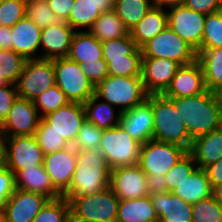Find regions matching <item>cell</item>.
Instances as JSON below:
<instances>
[{
    "mask_svg": "<svg viewBox=\"0 0 222 222\" xmlns=\"http://www.w3.org/2000/svg\"><path fill=\"white\" fill-rule=\"evenodd\" d=\"M55 84L53 59H32L26 60L15 85L18 97L33 101Z\"/></svg>",
    "mask_w": 222,
    "mask_h": 222,
    "instance_id": "30bf717a",
    "label": "cell"
},
{
    "mask_svg": "<svg viewBox=\"0 0 222 222\" xmlns=\"http://www.w3.org/2000/svg\"><path fill=\"white\" fill-rule=\"evenodd\" d=\"M153 5L164 9L184 5L186 0H152Z\"/></svg>",
    "mask_w": 222,
    "mask_h": 222,
    "instance_id": "9f6ffc18",
    "label": "cell"
},
{
    "mask_svg": "<svg viewBox=\"0 0 222 222\" xmlns=\"http://www.w3.org/2000/svg\"><path fill=\"white\" fill-rule=\"evenodd\" d=\"M113 8L114 0H75L66 23L75 31H86L102 13Z\"/></svg>",
    "mask_w": 222,
    "mask_h": 222,
    "instance_id": "cb8c5ba5",
    "label": "cell"
},
{
    "mask_svg": "<svg viewBox=\"0 0 222 222\" xmlns=\"http://www.w3.org/2000/svg\"><path fill=\"white\" fill-rule=\"evenodd\" d=\"M111 168L99 149L77 151V161L69 188L62 194L71 197L94 194L110 186Z\"/></svg>",
    "mask_w": 222,
    "mask_h": 222,
    "instance_id": "6da1fadb",
    "label": "cell"
},
{
    "mask_svg": "<svg viewBox=\"0 0 222 222\" xmlns=\"http://www.w3.org/2000/svg\"><path fill=\"white\" fill-rule=\"evenodd\" d=\"M212 185L205 169L197 168L188 179L177 186L172 193L185 202L195 204L199 200L212 196Z\"/></svg>",
    "mask_w": 222,
    "mask_h": 222,
    "instance_id": "f546056e",
    "label": "cell"
},
{
    "mask_svg": "<svg viewBox=\"0 0 222 222\" xmlns=\"http://www.w3.org/2000/svg\"><path fill=\"white\" fill-rule=\"evenodd\" d=\"M180 67L179 63L170 59L142 58L141 77L146 92L163 94Z\"/></svg>",
    "mask_w": 222,
    "mask_h": 222,
    "instance_id": "9a60e30c",
    "label": "cell"
},
{
    "mask_svg": "<svg viewBox=\"0 0 222 222\" xmlns=\"http://www.w3.org/2000/svg\"><path fill=\"white\" fill-rule=\"evenodd\" d=\"M48 5L60 21H67L75 0H47Z\"/></svg>",
    "mask_w": 222,
    "mask_h": 222,
    "instance_id": "816d5d0a",
    "label": "cell"
},
{
    "mask_svg": "<svg viewBox=\"0 0 222 222\" xmlns=\"http://www.w3.org/2000/svg\"><path fill=\"white\" fill-rule=\"evenodd\" d=\"M41 28L27 17L11 27V50L22 55L26 60L39 59Z\"/></svg>",
    "mask_w": 222,
    "mask_h": 222,
    "instance_id": "7402d4cb",
    "label": "cell"
},
{
    "mask_svg": "<svg viewBox=\"0 0 222 222\" xmlns=\"http://www.w3.org/2000/svg\"><path fill=\"white\" fill-rule=\"evenodd\" d=\"M141 143L120 125L103 130L99 150L111 169L137 165Z\"/></svg>",
    "mask_w": 222,
    "mask_h": 222,
    "instance_id": "8992f818",
    "label": "cell"
},
{
    "mask_svg": "<svg viewBox=\"0 0 222 222\" xmlns=\"http://www.w3.org/2000/svg\"><path fill=\"white\" fill-rule=\"evenodd\" d=\"M55 82L70 103L84 104L95 92V86L85 76L81 65L68 57L53 59Z\"/></svg>",
    "mask_w": 222,
    "mask_h": 222,
    "instance_id": "52a82bcc",
    "label": "cell"
},
{
    "mask_svg": "<svg viewBox=\"0 0 222 222\" xmlns=\"http://www.w3.org/2000/svg\"><path fill=\"white\" fill-rule=\"evenodd\" d=\"M94 222H117L116 220H114V221H101V220H99V221H94Z\"/></svg>",
    "mask_w": 222,
    "mask_h": 222,
    "instance_id": "e7e4bbea",
    "label": "cell"
},
{
    "mask_svg": "<svg viewBox=\"0 0 222 222\" xmlns=\"http://www.w3.org/2000/svg\"><path fill=\"white\" fill-rule=\"evenodd\" d=\"M3 219V209L0 208V221Z\"/></svg>",
    "mask_w": 222,
    "mask_h": 222,
    "instance_id": "6125c7cd",
    "label": "cell"
},
{
    "mask_svg": "<svg viewBox=\"0 0 222 222\" xmlns=\"http://www.w3.org/2000/svg\"><path fill=\"white\" fill-rule=\"evenodd\" d=\"M219 128L222 129V109H220Z\"/></svg>",
    "mask_w": 222,
    "mask_h": 222,
    "instance_id": "94428289",
    "label": "cell"
},
{
    "mask_svg": "<svg viewBox=\"0 0 222 222\" xmlns=\"http://www.w3.org/2000/svg\"><path fill=\"white\" fill-rule=\"evenodd\" d=\"M75 32L65 21L52 27L42 28L40 50L43 51L41 55L39 54V59L67 57Z\"/></svg>",
    "mask_w": 222,
    "mask_h": 222,
    "instance_id": "44dd1931",
    "label": "cell"
},
{
    "mask_svg": "<svg viewBox=\"0 0 222 222\" xmlns=\"http://www.w3.org/2000/svg\"><path fill=\"white\" fill-rule=\"evenodd\" d=\"M26 59L13 50L0 49V77L8 84H16Z\"/></svg>",
    "mask_w": 222,
    "mask_h": 222,
    "instance_id": "74e56055",
    "label": "cell"
},
{
    "mask_svg": "<svg viewBox=\"0 0 222 222\" xmlns=\"http://www.w3.org/2000/svg\"><path fill=\"white\" fill-rule=\"evenodd\" d=\"M15 181L16 189L39 193L50 200L62 197V194L53 186L43 165L20 170L15 175Z\"/></svg>",
    "mask_w": 222,
    "mask_h": 222,
    "instance_id": "d4e9b609",
    "label": "cell"
},
{
    "mask_svg": "<svg viewBox=\"0 0 222 222\" xmlns=\"http://www.w3.org/2000/svg\"><path fill=\"white\" fill-rule=\"evenodd\" d=\"M206 90L201 64L195 62L181 66L171 84L163 93L168 98L195 96Z\"/></svg>",
    "mask_w": 222,
    "mask_h": 222,
    "instance_id": "ffe728a7",
    "label": "cell"
},
{
    "mask_svg": "<svg viewBox=\"0 0 222 222\" xmlns=\"http://www.w3.org/2000/svg\"><path fill=\"white\" fill-rule=\"evenodd\" d=\"M77 161V151L71 145L44 156L43 167L53 186L63 194L70 186Z\"/></svg>",
    "mask_w": 222,
    "mask_h": 222,
    "instance_id": "d6986e66",
    "label": "cell"
},
{
    "mask_svg": "<svg viewBox=\"0 0 222 222\" xmlns=\"http://www.w3.org/2000/svg\"><path fill=\"white\" fill-rule=\"evenodd\" d=\"M102 133V129L85 119L72 146L76 151L99 149Z\"/></svg>",
    "mask_w": 222,
    "mask_h": 222,
    "instance_id": "ee69618b",
    "label": "cell"
},
{
    "mask_svg": "<svg viewBox=\"0 0 222 222\" xmlns=\"http://www.w3.org/2000/svg\"><path fill=\"white\" fill-rule=\"evenodd\" d=\"M11 28L0 25V49L11 50Z\"/></svg>",
    "mask_w": 222,
    "mask_h": 222,
    "instance_id": "11a10c76",
    "label": "cell"
},
{
    "mask_svg": "<svg viewBox=\"0 0 222 222\" xmlns=\"http://www.w3.org/2000/svg\"><path fill=\"white\" fill-rule=\"evenodd\" d=\"M222 47V13L220 11L207 14L203 29L201 49Z\"/></svg>",
    "mask_w": 222,
    "mask_h": 222,
    "instance_id": "60d3db41",
    "label": "cell"
},
{
    "mask_svg": "<svg viewBox=\"0 0 222 222\" xmlns=\"http://www.w3.org/2000/svg\"><path fill=\"white\" fill-rule=\"evenodd\" d=\"M212 187L222 183V158L205 168Z\"/></svg>",
    "mask_w": 222,
    "mask_h": 222,
    "instance_id": "db71d44e",
    "label": "cell"
},
{
    "mask_svg": "<svg viewBox=\"0 0 222 222\" xmlns=\"http://www.w3.org/2000/svg\"><path fill=\"white\" fill-rule=\"evenodd\" d=\"M159 222H192V204L172 192L150 194Z\"/></svg>",
    "mask_w": 222,
    "mask_h": 222,
    "instance_id": "603a6c76",
    "label": "cell"
},
{
    "mask_svg": "<svg viewBox=\"0 0 222 222\" xmlns=\"http://www.w3.org/2000/svg\"><path fill=\"white\" fill-rule=\"evenodd\" d=\"M18 98L15 84H4L0 86V125L7 118L13 102Z\"/></svg>",
    "mask_w": 222,
    "mask_h": 222,
    "instance_id": "c3c4849f",
    "label": "cell"
},
{
    "mask_svg": "<svg viewBox=\"0 0 222 222\" xmlns=\"http://www.w3.org/2000/svg\"><path fill=\"white\" fill-rule=\"evenodd\" d=\"M184 5L191 10L207 15L220 11L221 0H186Z\"/></svg>",
    "mask_w": 222,
    "mask_h": 222,
    "instance_id": "f907efd6",
    "label": "cell"
},
{
    "mask_svg": "<svg viewBox=\"0 0 222 222\" xmlns=\"http://www.w3.org/2000/svg\"><path fill=\"white\" fill-rule=\"evenodd\" d=\"M85 76L96 86L108 76L107 63H88L81 65Z\"/></svg>",
    "mask_w": 222,
    "mask_h": 222,
    "instance_id": "681fc988",
    "label": "cell"
},
{
    "mask_svg": "<svg viewBox=\"0 0 222 222\" xmlns=\"http://www.w3.org/2000/svg\"><path fill=\"white\" fill-rule=\"evenodd\" d=\"M119 125L141 144L153 140L152 94L143 103L122 112Z\"/></svg>",
    "mask_w": 222,
    "mask_h": 222,
    "instance_id": "ac0fdd59",
    "label": "cell"
},
{
    "mask_svg": "<svg viewBox=\"0 0 222 222\" xmlns=\"http://www.w3.org/2000/svg\"><path fill=\"white\" fill-rule=\"evenodd\" d=\"M152 109L153 140L176 144L189 152L192 140L172 99L164 94H152Z\"/></svg>",
    "mask_w": 222,
    "mask_h": 222,
    "instance_id": "3957f363",
    "label": "cell"
},
{
    "mask_svg": "<svg viewBox=\"0 0 222 222\" xmlns=\"http://www.w3.org/2000/svg\"><path fill=\"white\" fill-rule=\"evenodd\" d=\"M220 12L222 13V0H221V5H220Z\"/></svg>",
    "mask_w": 222,
    "mask_h": 222,
    "instance_id": "03108f58",
    "label": "cell"
},
{
    "mask_svg": "<svg viewBox=\"0 0 222 222\" xmlns=\"http://www.w3.org/2000/svg\"><path fill=\"white\" fill-rule=\"evenodd\" d=\"M35 138L43 150L44 155L66 149L71 146L65 138L53 130H48V123L41 118L38 129L35 132Z\"/></svg>",
    "mask_w": 222,
    "mask_h": 222,
    "instance_id": "f35d334b",
    "label": "cell"
},
{
    "mask_svg": "<svg viewBox=\"0 0 222 222\" xmlns=\"http://www.w3.org/2000/svg\"><path fill=\"white\" fill-rule=\"evenodd\" d=\"M41 117L33 101L18 97L5 121L0 125L5 137L35 135Z\"/></svg>",
    "mask_w": 222,
    "mask_h": 222,
    "instance_id": "4fadbf2b",
    "label": "cell"
},
{
    "mask_svg": "<svg viewBox=\"0 0 222 222\" xmlns=\"http://www.w3.org/2000/svg\"><path fill=\"white\" fill-rule=\"evenodd\" d=\"M168 26V13L161 7L154 6L139 23L129 31V35L138 48L163 31Z\"/></svg>",
    "mask_w": 222,
    "mask_h": 222,
    "instance_id": "83f0119b",
    "label": "cell"
},
{
    "mask_svg": "<svg viewBox=\"0 0 222 222\" xmlns=\"http://www.w3.org/2000/svg\"><path fill=\"white\" fill-rule=\"evenodd\" d=\"M152 7V0H114L113 10L130 31Z\"/></svg>",
    "mask_w": 222,
    "mask_h": 222,
    "instance_id": "e575fe53",
    "label": "cell"
},
{
    "mask_svg": "<svg viewBox=\"0 0 222 222\" xmlns=\"http://www.w3.org/2000/svg\"><path fill=\"white\" fill-rule=\"evenodd\" d=\"M142 60H119L108 65V75L115 77H141Z\"/></svg>",
    "mask_w": 222,
    "mask_h": 222,
    "instance_id": "bcb514c9",
    "label": "cell"
},
{
    "mask_svg": "<svg viewBox=\"0 0 222 222\" xmlns=\"http://www.w3.org/2000/svg\"><path fill=\"white\" fill-rule=\"evenodd\" d=\"M93 95L84 103L86 119L99 129L106 130L119 125L121 112L108 102Z\"/></svg>",
    "mask_w": 222,
    "mask_h": 222,
    "instance_id": "4dcf8cb0",
    "label": "cell"
},
{
    "mask_svg": "<svg viewBox=\"0 0 222 222\" xmlns=\"http://www.w3.org/2000/svg\"><path fill=\"white\" fill-rule=\"evenodd\" d=\"M88 32L100 42L129 35V30L114 10L102 13Z\"/></svg>",
    "mask_w": 222,
    "mask_h": 222,
    "instance_id": "836d02e7",
    "label": "cell"
},
{
    "mask_svg": "<svg viewBox=\"0 0 222 222\" xmlns=\"http://www.w3.org/2000/svg\"><path fill=\"white\" fill-rule=\"evenodd\" d=\"M188 151L176 144L163 143L156 140L141 144L138 166L150 177L164 175Z\"/></svg>",
    "mask_w": 222,
    "mask_h": 222,
    "instance_id": "9c48e42d",
    "label": "cell"
},
{
    "mask_svg": "<svg viewBox=\"0 0 222 222\" xmlns=\"http://www.w3.org/2000/svg\"><path fill=\"white\" fill-rule=\"evenodd\" d=\"M44 156L34 135L6 137L5 166L15 175L22 169L42 166Z\"/></svg>",
    "mask_w": 222,
    "mask_h": 222,
    "instance_id": "8fae6325",
    "label": "cell"
},
{
    "mask_svg": "<svg viewBox=\"0 0 222 222\" xmlns=\"http://www.w3.org/2000/svg\"><path fill=\"white\" fill-rule=\"evenodd\" d=\"M142 58L174 60L181 66L197 60V52L168 26L141 48Z\"/></svg>",
    "mask_w": 222,
    "mask_h": 222,
    "instance_id": "ba28073f",
    "label": "cell"
},
{
    "mask_svg": "<svg viewBox=\"0 0 222 222\" xmlns=\"http://www.w3.org/2000/svg\"><path fill=\"white\" fill-rule=\"evenodd\" d=\"M198 168L193 156L188 152L166 174L167 192L182 184Z\"/></svg>",
    "mask_w": 222,
    "mask_h": 222,
    "instance_id": "b9f144b4",
    "label": "cell"
},
{
    "mask_svg": "<svg viewBox=\"0 0 222 222\" xmlns=\"http://www.w3.org/2000/svg\"><path fill=\"white\" fill-rule=\"evenodd\" d=\"M103 59L109 65L119 60H142L141 49L130 35L101 42Z\"/></svg>",
    "mask_w": 222,
    "mask_h": 222,
    "instance_id": "d6a6232c",
    "label": "cell"
},
{
    "mask_svg": "<svg viewBox=\"0 0 222 222\" xmlns=\"http://www.w3.org/2000/svg\"><path fill=\"white\" fill-rule=\"evenodd\" d=\"M189 153L200 169L219 161L222 158V129L195 138Z\"/></svg>",
    "mask_w": 222,
    "mask_h": 222,
    "instance_id": "484cf974",
    "label": "cell"
},
{
    "mask_svg": "<svg viewBox=\"0 0 222 222\" xmlns=\"http://www.w3.org/2000/svg\"><path fill=\"white\" fill-rule=\"evenodd\" d=\"M147 187L149 194L167 192V181L164 175L158 177L147 176Z\"/></svg>",
    "mask_w": 222,
    "mask_h": 222,
    "instance_id": "f5cc1de1",
    "label": "cell"
},
{
    "mask_svg": "<svg viewBox=\"0 0 222 222\" xmlns=\"http://www.w3.org/2000/svg\"><path fill=\"white\" fill-rule=\"evenodd\" d=\"M212 196L222 205V183L213 186Z\"/></svg>",
    "mask_w": 222,
    "mask_h": 222,
    "instance_id": "680465c9",
    "label": "cell"
},
{
    "mask_svg": "<svg viewBox=\"0 0 222 222\" xmlns=\"http://www.w3.org/2000/svg\"><path fill=\"white\" fill-rule=\"evenodd\" d=\"M48 123V130L61 135L72 145L86 119L84 104L69 103L42 117Z\"/></svg>",
    "mask_w": 222,
    "mask_h": 222,
    "instance_id": "2e32d148",
    "label": "cell"
},
{
    "mask_svg": "<svg viewBox=\"0 0 222 222\" xmlns=\"http://www.w3.org/2000/svg\"><path fill=\"white\" fill-rule=\"evenodd\" d=\"M171 99L192 141L219 128L220 107L213 91Z\"/></svg>",
    "mask_w": 222,
    "mask_h": 222,
    "instance_id": "7a4b0ae2",
    "label": "cell"
},
{
    "mask_svg": "<svg viewBox=\"0 0 222 222\" xmlns=\"http://www.w3.org/2000/svg\"><path fill=\"white\" fill-rule=\"evenodd\" d=\"M49 200L42 194L16 189L4 206V222H32Z\"/></svg>",
    "mask_w": 222,
    "mask_h": 222,
    "instance_id": "e0dca14e",
    "label": "cell"
},
{
    "mask_svg": "<svg viewBox=\"0 0 222 222\" xmlns=\"http://www.w3.org/2000/svg\"><path fill=\"white\" fill-rule=\"evenodd\" d=\"M26 0H4L0 6V25L12 27L25 17Z\"/></svg>",
    "mask_w": 222,
    "mask_h": 222,
    "instance_id": "f6af8a7d",
    "label": "cell"
},
{
    "mask_svg": "<svg viewBox=\"0 0 222 222\" xmlns=\"http://www.w3.org/2000/svg\"><path fill=\"white\" fill-rule=\"evenodd\" d=\"M70 102L66 95L55 84L33 100L40 117L68 105Z\"/></svg>",
    "mask_w": 222,
    "mask_h": 222,
    "instance_id": "ab89813d",
    "label": "cell"
},
{
    "mask_svg": "<svg viewBox=\"0 0 222 222\" xmlns=\"http://www.w3.org/2000/svg\"><path fill=\"white\" fill-rule=\"evenodd\" d=\"M109 187L120 200L140 198L149 194L147 175L138 165L111 169Z\"/></svg>",
    "mask_w": 222,
    "mask_h": 222,
    "instance_id": "5bb4252c",
    "label": "cell"
},
{
    "mask_svg": "<svg viewBox=\"0 0 222 222\" xmlns=\"http://www.w3.org/2000/svg\"><path fill=\"white\" fill-rule=\"evenodd\" d=\"M32 222H71L70 203L63 196L49 200Z\"/></svg>",
    "mask_w": 222,
    "mask_h": 222,
    "instance_id": "8d00e7d4",
    "label": "cell"
},
{
    "mask_svg": "<svg viewBox=\"0 0 222 222\" xmlns=\"http://www.w3.org/2000/svg\"><path fill=\"white\" fill-rule=\"evenodd\" d=\"M6 84V82L0 77V86Z\"/></svg>",
    "mask_w": 222,
    "mask_h": 222,
    "instance_id": "be15d7a7",
    "label": "cell"
},
{
    "mask_svg": "<svg viewBox=\"0 0 222 222\" xmlns=\"http://www.w3.org/2000/svg\"><path fill=\"white\" fill-rule=\"evenodd\" d=\"M168 27L185 40L196 52L201 50L206 15L185 5L169 8Z\"/></svg>",
    "mask_w": 222,
    "mask_h": 222,
    "instance_id": "7c38bea8",
    "label": "cell"
},
{
    "mask_svg": "<svg viewBox=\"0 0 222 222\" xmlns=\"http://www.w3.org/2000/svg\"><path fill=\"white\" fill-rule=\"evenodd\" d=\"M192 222H222V205L213 197L192 204Z\"/></svg>",
    "mask_w": 222,
    "mask_h": 222,
    "instance_id": "7bdbcfd3",
    "label": "cell"
},
{
    "mask_svg": "<svg viewBox=\"0 0 222 222\" xmlns=\"http://www.w3.org/2000/svg\"><path fill=\"white\" fill-rule=\"evenodd\" d=\"M197 61L201 64L207 90L213 91L222 85V47L201 49L197 52Z\"/></svg>",
    "mask_w": 222,
    "mask_h": 222,
    "instance_id": "1f68e13d",
    "label": "cell"
},
{
    "mask_svg": "<svg viewBox=\"0 0 222 222\" xmlns=\"http://www.w3.org/2000/svg\"><path fill=\"white\" fill-rule=\"evenodd\" d=\"M6 137L0 130V168L5 166Z\"/></svg>",
    "mask_w": 222,
    "mask_h": 222,
    "instance_id": "6f0895ef",
    "label": "cell"
},
{
    "mask_svg": "<svg viewBox=\"0 0 222 222\" xmlns=\"http://www.w3.org/2000/svg\"><path fill=\"white\" fill-rule=\"evenodd\" d=\"M80 65L106 63L103 59L101 42L88 31H76L67 56Z\"/></svg>",
    "mask_w": 222,
    "mask_h": 222,
    "instance_id": "4316f807",
    "label": "cell"
},
{
    "mask_svg": "<svg viewBox=\"0 0 222 222\" xmlns=\"http://www.w3.org/2000/svg\"><path fill=\"white\" fill-rule=\"evenodd\" d=\"M94 95L119 111L125 112L136 105L143 103L147 97L142 77H115L107 76L95 86Z\"/></svg>",
    "mask_w": 222,
    "mask_h": 222,
    "instance_id": "277c9868",
    "label": "cell"
},
{
    "mask_svg": "<svg viewBox=\"0 0 222 222\" xmlns=\"http://www.w3.org/2000/svg\"><path fill=\"white\" fill-rule=\"evenodd\" d=\"M68 202L71 222L117 220L120 199L110 187L98 193L71 197Z\"/></svg>",
    "mask_w": 222,
    "mask_h": 222,
    "instance_id": "5b68a950",
    "label": "cell"
},
{
    "mask_svg": "<svg viewBox=\"0 0 222 222\" xmlns=\"http://www.w3.org/2000/svg\"><path fill=\"white\" fill-rule=\"evenodd\" d=\"M25 17L33 21L38 27H52L61 21L55 17L47 0H26Z\"/></svg>",
    "mask_w": 222,
    "mask_h": 222,
    "instance_id": "d590c367",
    "label": "cell"
},
{
    "mask_svg": "<svg viewBox=\"0 0 222 222\" xmlns=\"http://www.w3.org/2000/svg\"><path fill=\"white\" fill-rule=\"evenodd\" d=\"M16 190L15 174L6 166L0 168V208L4 209L8 199Z\"/></svg>",
    "mask_w": 222,
    "mask_h": 222,
    "instance_id": "7dc6e473",
    "label": "cell"
},
{
    "mask_svg": "<svg viewBox=\"0 0 222 222\" xmlns=\"http://www.w3.org/2000/svg\"><path fill=\"white\" fill-rule=\"evenodd\" d=\"M213 93H214V96L217 100V103H218L220 109H222V85H220L216 89H214Z\"/></svg>",
    "mask_w": 222,
    "mask_h": 222,
    "instance_id": "91938a15",
    "label": "cell"
},
{
    "mask_svg": "<svg viewBox=\"0 0 222 222\" xmlns=\"http://www.w3.org/2000/svg\"><path fill=\"white\" fill-rule=\"evenodd\" d=\"M116 221L159 222L150 194L140 198L120 200Z\"/></svg>",
    "mask_w": 222,
    "mask_h": 222,
    "instance_id": "f1b7e54d",
    "label": "cell"
}]
</instances>
